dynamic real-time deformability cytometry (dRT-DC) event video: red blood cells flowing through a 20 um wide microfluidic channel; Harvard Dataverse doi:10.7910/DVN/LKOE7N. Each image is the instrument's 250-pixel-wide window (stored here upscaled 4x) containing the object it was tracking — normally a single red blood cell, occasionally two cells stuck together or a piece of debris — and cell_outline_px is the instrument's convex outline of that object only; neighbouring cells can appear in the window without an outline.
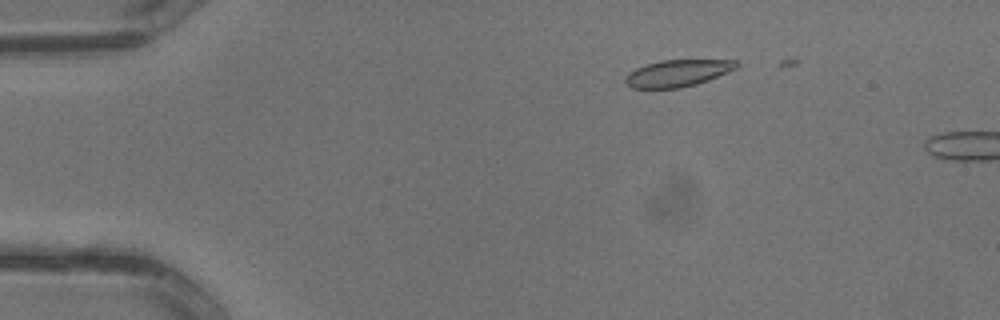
{"species": "common noctule bat (a hibernating species)", "species_latin": "Nyctalus noctula", "temperature_condition": "warm", "stored_images_in_passage": 4, "camera_frame_rate_fps": 3000, "um_per_image_px": 0.085, "animal": {"sex": "male", "body_mass_g": 13.3}, "frame": {"image": 1, "passage_image": 4, "time_ms": 1.0, "image_size_px": [1000, 320], "cell_outline_px": [[740, 64], [736, 68], [708, 80], [696, 84], [680, 88], [632, 88], [624, 84], [624, 80], [628, 72], [644, 64], [660, 60], [736, 60]], "centroid_in_image_um": [57.55, 6.22], "position_along_channel_um": 27.5, "area_um2": 17.46}}